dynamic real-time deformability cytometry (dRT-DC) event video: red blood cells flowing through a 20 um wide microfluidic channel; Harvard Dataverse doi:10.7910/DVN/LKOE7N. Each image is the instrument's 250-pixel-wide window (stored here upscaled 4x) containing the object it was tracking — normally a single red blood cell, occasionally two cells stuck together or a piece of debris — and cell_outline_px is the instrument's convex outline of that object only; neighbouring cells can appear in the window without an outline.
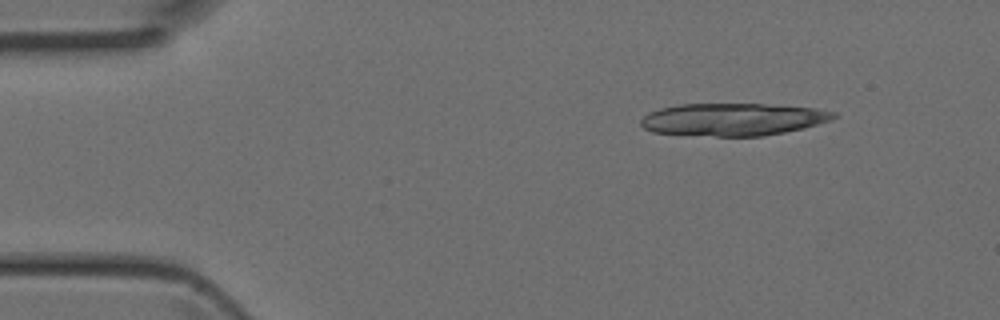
{"species": "Egyptian fruit bat (a non-hibernating species)", "species_latin": "Rousettus aegyptiacus", "temperature_condition": "room temperature", "stored_images_in_passage": 4, "camera_frame_rate_fps": 3000, "um_per_image_px": 0.085, "animal": {"sex": "female"}, "frame": {"image": 1, "passage_image": 2, "time_ms": 0.333, "image_size_px": [1000, 320], "cell_outline_px": [[840, 116], [832, 120], [804, 128], [764, 136], [716, 136], [652, 132], [644, 128], [640, 124], [640, 120], [648, 112], [660, 108], [680, 104], [764, 104], [816, 108], [836, 112]], "centroid_in_image_um": [62.33, 10.14], "position_along_channel_um": 22.7, "area_um2": 36.65}}